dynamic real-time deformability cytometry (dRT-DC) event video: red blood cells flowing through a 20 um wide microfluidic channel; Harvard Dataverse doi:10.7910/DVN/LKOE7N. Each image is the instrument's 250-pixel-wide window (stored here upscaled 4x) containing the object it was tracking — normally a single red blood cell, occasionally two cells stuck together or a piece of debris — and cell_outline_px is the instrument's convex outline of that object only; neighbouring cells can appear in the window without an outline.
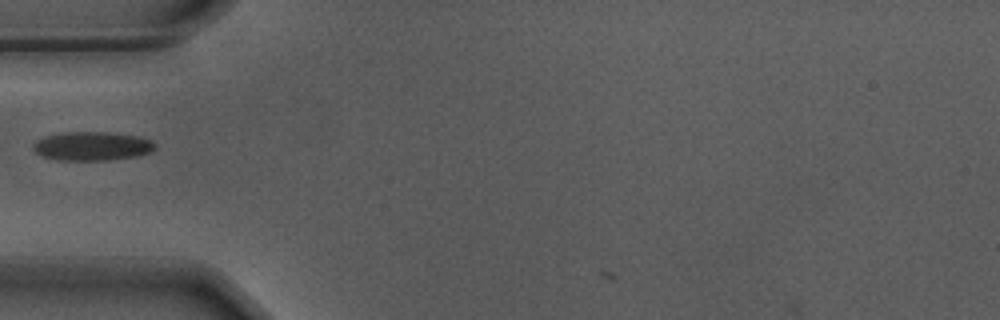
{"species": "Egyptian fruit bat (a non-hibernating species)", "species_latin": "Rousettus aegyptiacus", "temperature_condition": "warm", "stored_images_in_passage": 33, "camera_frame_rate_fps": 3000, "um_per_image_px": 0.085, "animal": {"sex": "male"}, "frame": {"image": 1, "passage_image": 1, "time_ms": 0.0, "image_size_px": [1000, 320], "cell_outline_px": [[156, 148], [148, 152], [136, 156], [108, 160], [56, 160], [44, 156], [36, 152], [32, 148], [32, 144], [36, 140], [44, 136], [64, 132], [108, 132], [136, 136], [152, 140], [156, 144]], "centroid_in_image_um": [7.8, 12.41], "position_along_channel_um": 77.2, "area_um2": 20.46}}
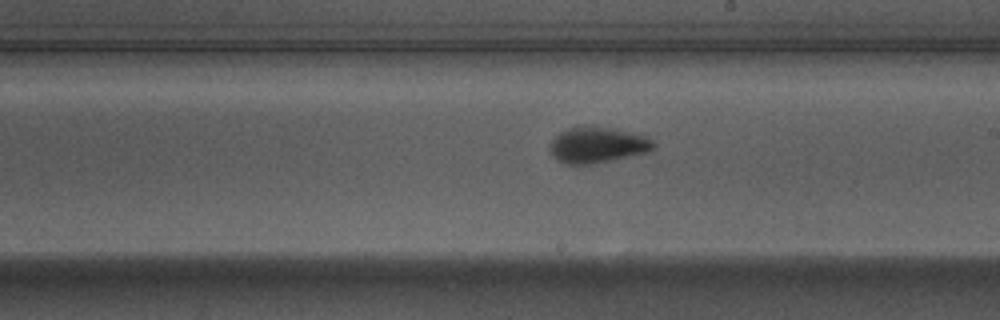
{"frame": {"image": 2, "passage_image": 14, "time_ms": 4.333, "image_size_px": [1000, 320], "cell_outline_px": [[656, 144], [648, 152], [612, 160], [588, 164], [568, 164], [552, 156], [552, 140], [560, 132], [576, 124], [580, 124], [612, 128], [648, 136]], "centroid_in_image_um": [50.81, 12.29], "position_along_channel_um": 238.2, "area_um2": 21.62}}
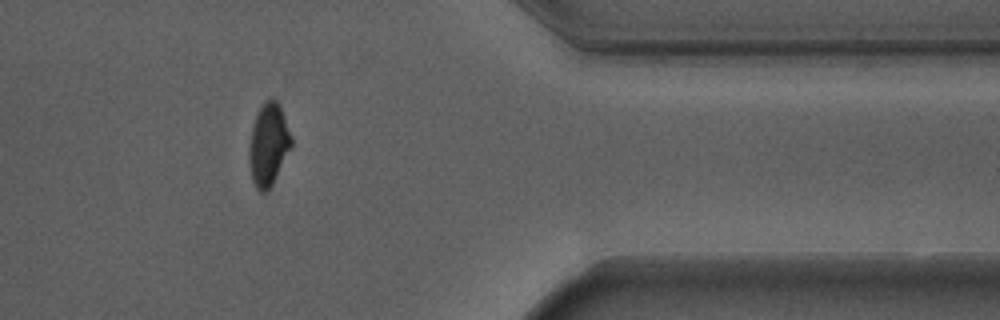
{"frame": {"image": 3, "passage_image": 28, "time_ms": 9.0, "image_size_px": [1000, 320], "cell_outline_px": [[292, 144], [272, 184], [264, 192], [260, 192], [256, 188], [252, 180], [248, 160], [248, 148], [252, 124], [264, 100], [272, 96], [280, 104], [292, 136]], "centroid_in_image_um": [22.8, 12.23], "position_along_channel_um": 388.6, "area_um2": 20.35}}